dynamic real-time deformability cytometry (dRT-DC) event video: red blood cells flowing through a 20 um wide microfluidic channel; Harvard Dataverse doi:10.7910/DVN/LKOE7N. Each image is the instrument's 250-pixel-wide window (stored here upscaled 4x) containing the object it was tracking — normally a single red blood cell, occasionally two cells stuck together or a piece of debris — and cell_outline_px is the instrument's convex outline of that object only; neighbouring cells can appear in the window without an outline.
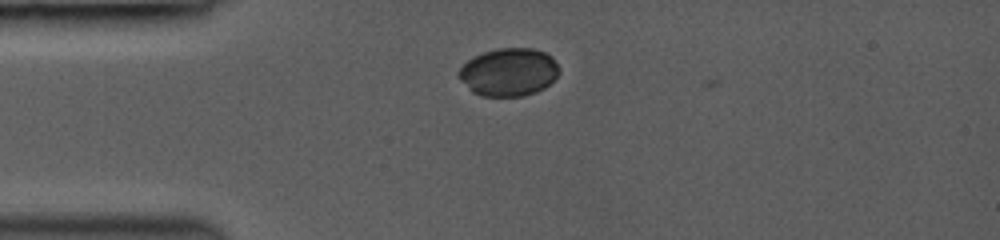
{"species": "common noctule bat (a hibernating species)", "species_latin": "Nyctalus noctula", "temperature_condition": "room temperature", "stored_images_in_passage": 6, "camera_frame_rate_fps": 3000, "um_per_image_px": 0.085, "animal": {"sex": "female", "body_mass_g": 19.0, "forearm_length_mm": 53.3}, "frame": {"image": 1, "passage_image": 1, "time_ms": 0.0, "image_size_px": [1000, 240], "cell_outline_px": [[560, 72], [544, 88], [536, 92], [524, 96], [480, 96], [472, 92], [456, 76], [456, 72], [472, 56], [496, 48], [532, 48], [544, 52], [552, 56], [560, 68]], "centroid_in_image_um": [43.22, 6.13], "position_along_channel_um": 41.8, "area_um2": 28.32}}
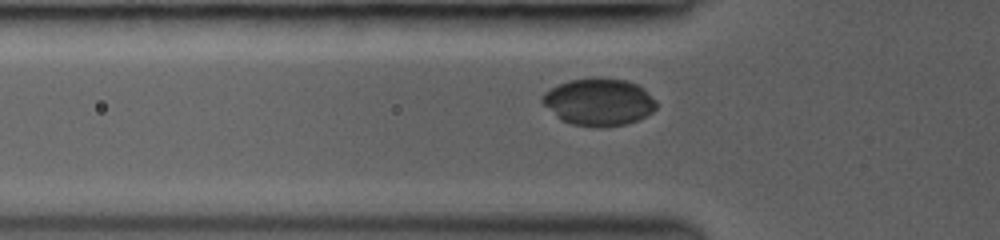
{"frame": {"image": 2, "passage_image": 4, "time_ms": 1.333, "image_size_px": [1000, 240], "cell_outline_px": [[656, 108], [652, 112], [628, 124], [604, 128], [596, 128], [572, 124], [560, 120], [540, 100], [540, 96], [544, 92], [556, 84], [572, 80], [592, 76], [600, 76], [628, 80], [644, 88], [656, 100]], "centroid_in_image_um": [50.89, 8.65], "position_along_channel_um": 74.9, "area_um2": 32.08}}